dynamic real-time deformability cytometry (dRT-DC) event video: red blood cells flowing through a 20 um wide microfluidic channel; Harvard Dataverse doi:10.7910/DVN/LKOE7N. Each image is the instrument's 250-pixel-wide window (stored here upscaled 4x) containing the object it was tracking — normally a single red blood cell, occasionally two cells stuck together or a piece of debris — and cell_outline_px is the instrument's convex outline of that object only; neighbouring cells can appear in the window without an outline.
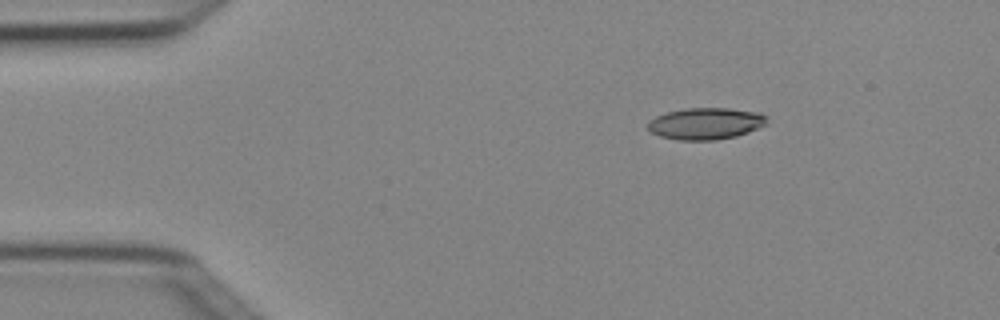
{"species": "Egyptian fruit bat (a non-hibernating species)", "species_latin": "Rousettus aegyptiacus", "temperature_condition": "cold", "stored_images_in_passage": 3, "camera_frame_rate_fps": 3000, "um_per_image_px": 0.085, "animal": {"sex": "female"}, "frame": {"image": 1, "passage_image": 1, "time_ms": 0.0, "image_size_px": [1000, 320], "cell_outline_px": [[768, 116], [764, 124], [760, 128], [736, 136], [716, 140], [680, 140], [660, 136], [652, 132], [648, 128], [648, 120], [656, 116], [668, 112], [684, 108], [728, 108], [760, 112]], "centroid_in_image_um": [60.0, 10.5], "position_along_channel_um": 25.0, "area_um2": 22.02}}
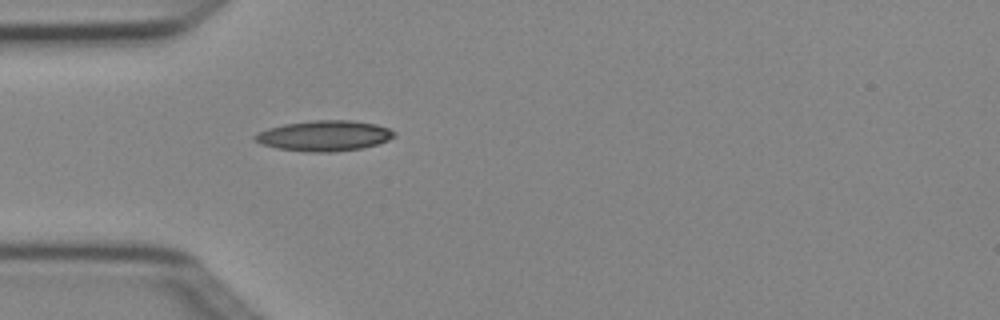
{"frame": {"image": 2, "passage_image": 3, "time_ms": 0.667, "image_size_px": [1000, 320], "cell_outline_px": [[396, 136], [388, 140], [376, 144], [360, 148], [332, 152], [304, 152], [276, 148], [260, 144], [252, 136], [256, 132], [268, 128], [284, 124], [312, 120], [352, 120], [376, 124], [388, 128], [396, 132]], "centroid_in_image_um": [27.53, 11.54], "position_along_channel_um": 57.5, "area_um2": 24.91}}